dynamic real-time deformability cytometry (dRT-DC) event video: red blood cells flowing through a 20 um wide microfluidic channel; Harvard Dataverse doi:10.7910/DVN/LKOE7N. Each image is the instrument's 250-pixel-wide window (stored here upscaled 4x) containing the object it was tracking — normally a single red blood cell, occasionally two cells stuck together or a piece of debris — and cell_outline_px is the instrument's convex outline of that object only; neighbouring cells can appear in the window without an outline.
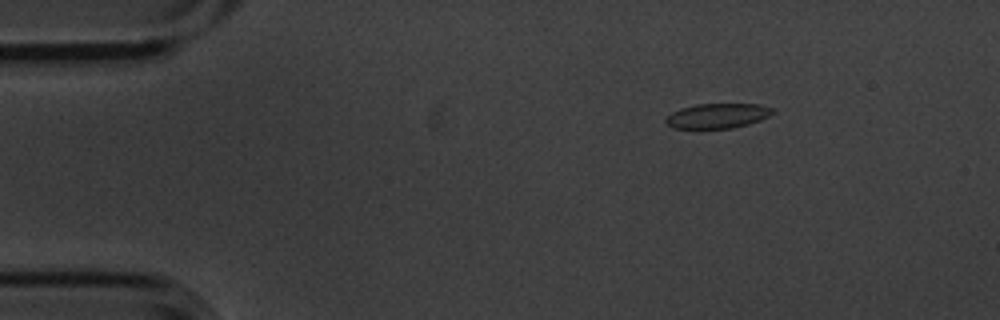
{"species": "common noctule bat (a hibernating species)", "species_latin": "Nyctalus noctula", "temperature_condition": "cold", "stored_images_in_passage": 4, "camera_frame_rate_fps": 3000, "um_per_image_px": 0.085, "animal": {"sex": "male", "body_mass_g": 20.1, "forearm_length_mm": 53.5}, "frame": {"image": 1, "passage_image": 1, "time_ms": 0.0, "image_size_px": [1000, 320], "cell_outline_px": [[776, 112], [760, 120], [748, 124], [732, 128], [672, 128], [664, 120], [672, 112], [680, 108], [696, 104], [760, 104], [776, 108]], "centroid_in_image_um": [61.03, 9.83], "position_along_channel_um": 24.0, "area_um2": 15.55}}
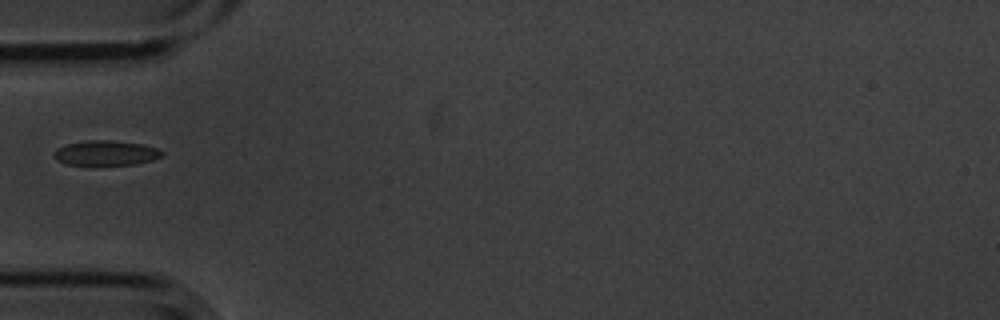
{"frame": {"image": 2, "passage_image": 4, "time_ms": 1.0, "image_size_px": [1000, 320], "cell_outline_px": [[164, 156], [152, 160], [136, 164], [92, 168], [64, 164], [56, 160], [52, 156], [56, 148], [68, 144], [88, 140], [108, 140], [140, 144], [156, 148], [164, 152]], "centroid_in_image_um": [8.94, 13.07], "position_along_channel_um": 76.1, "area_um2": 16.53}}